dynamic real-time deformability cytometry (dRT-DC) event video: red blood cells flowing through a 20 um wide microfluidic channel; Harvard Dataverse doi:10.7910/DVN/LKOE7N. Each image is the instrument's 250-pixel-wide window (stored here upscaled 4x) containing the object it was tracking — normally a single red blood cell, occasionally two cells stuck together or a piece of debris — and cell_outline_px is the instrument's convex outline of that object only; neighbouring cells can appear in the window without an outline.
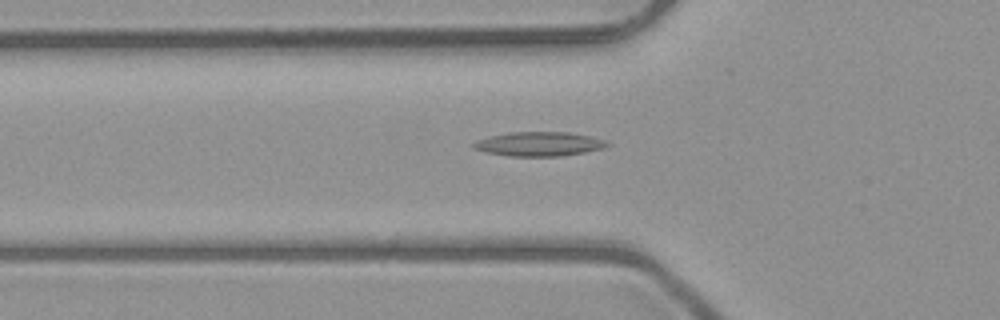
{"species": "common noctule bat (a hibernating species)", "species_latin": "Nyctalus noctula", "temperature_condition": "room temperature", "stored_images_in_passage": 43, "camera_frame_rate_fps": 3000, "um_per_image_px": 0.085, "animal": {"sex": "male", "body_mass_g": 23.1, "forearm_length_mm": 52.7}, "frame": {"image": 1, "passage_image": 10, "time_ms": 3.0, "image_size_px": [1000, 320], "cell_outline_px": [[612, 144], [604, 148], [584, 152], [560, 156], [508, 156], [488, 152], [476, 148], [472, 144], [476, 140], [488, 136], [508, 132], [568, 132], [592, 136], [604, 140]], "centroid_in_image_um": [45.85, 12.23], "position_along_channel_um": 79.9, "area_um2": 18.84}}
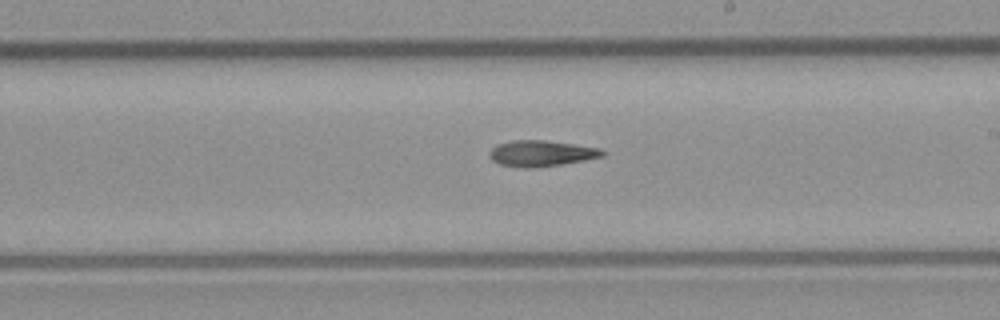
{"frame": {"image": 2, "passage_image": 22, "time_ms": 7.0, "image_size_px": [1000, 320], "cell_outline_px": [[604, 156], [584, 160], [560, 164], [532, 168], [524, 168], [500, 164], [492, 160], [488, 156], [488, 152], [496, 144], [512, 140], [544, 140], [600, 148], [604, 152]], "centroid_in_image_um": [45.95, 13.03], "position_along_channel_um": 243.0, "area_um2": 16.99}}
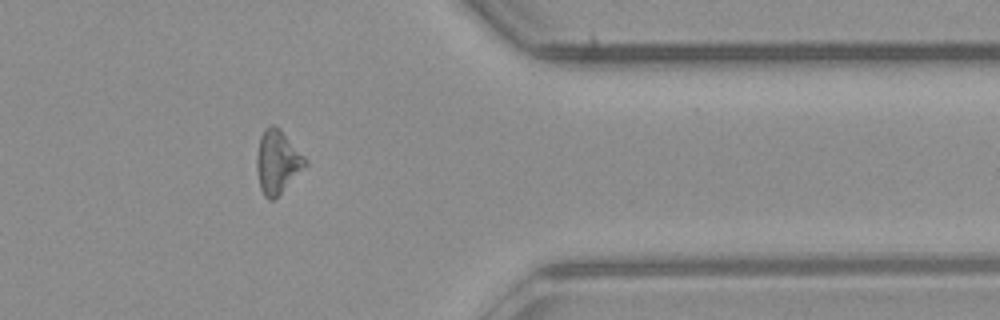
{"frame": {"image": 3, "passage_image": 34, "time_ms": 11.0, "image_size_px": [1000, 320], "cell_outline_px": [[308, 164], [272, 200], [268, 200], [264, 196], [260, 188], [256, 168], [256, 156], [260, 136], [264, 128], [272, 124], [280, 128], [308, 160]], "centroid_in_image_um": [23.56, 13.72], "position_along_channel_um": 387.8, "area_um2": 17.8}}